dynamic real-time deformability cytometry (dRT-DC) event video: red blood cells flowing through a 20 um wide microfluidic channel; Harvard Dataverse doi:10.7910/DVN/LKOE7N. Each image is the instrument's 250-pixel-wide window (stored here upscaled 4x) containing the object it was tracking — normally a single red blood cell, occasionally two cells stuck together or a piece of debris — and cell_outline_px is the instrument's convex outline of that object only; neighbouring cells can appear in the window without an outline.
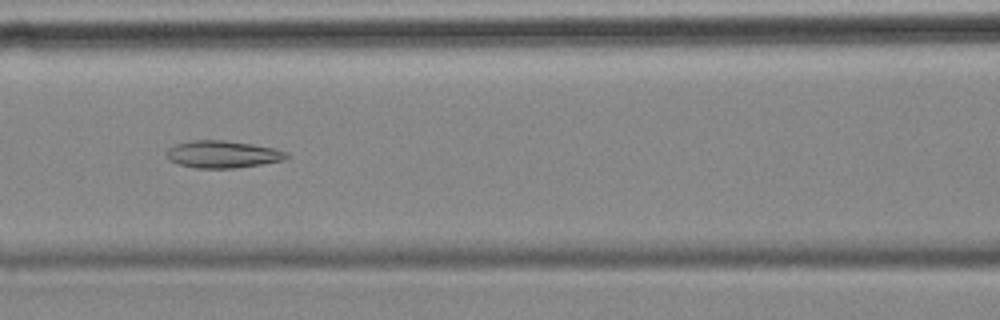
{"species": "common noctule bat (a hibernating species)", "species_latin": "Nyctalus noctula", "temperature_condition": "cold", "stored_images_in_passage": 55, "camera_frame_rate_fps": 3000, "um_per_image_px": 0.085, "animal": {"sex": "female", "body_mass_g": 18.4}, "frame": {"image": 1, "passage_image": 23, "time_ms": 7.333, "image_size_px": [1000, 320], "cell_outline_px": [[288, 156], [284, 160], [236, 168], [196, 168], [180, 164], [168, 160], [164, 156], [168, 148], [176, 144], [192, 140], [224, 140], [252, 144], [276, 148], [288, 152]], "centroid_in_image_um": [18.91, 13.11], "position_along_channel_um": 147.7, "area_um2": 19.13}}
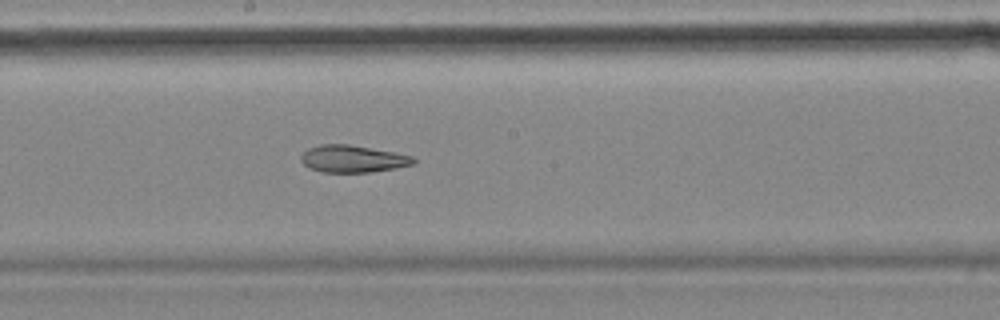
{"frame": {"image": 2, "passage_image": 29, "time_ms": 9.333, "image_size_px": [1000, 320], "cell_outline_px": [[416, 160], [412, 164], [396, 168], [372, 172], [320, 172], [308, 168], [300, 160], [300, 156], [308, 148], [320, 144], [348, 144], [396, 152], [412, 156]], "centroid_in_image_um": [29.96, 13.5], "position_along_channel_um": 218.2, "area_um2": 17.92}}
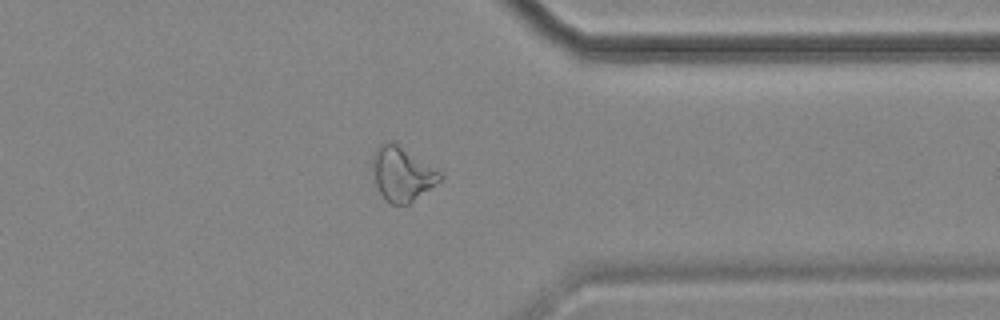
{"frame": {"image": 3, "passage_image": 43, "time_ms": 14.0, "image_size_px": [1000, 320], "cell_outline_px": [[444, 176], [440, 180], [408, 204], [388, 204], [384, 200], [376, 184], [372, 168], [372, 156], [376, 148], [380, 144], [388, 140], [396, 140], [440, 172]], "centroid_in_image_um": [34.14, 14.72], "position_along_channel_um": 377.3, "area_um2": 21.5}, "authors_computed_cell_mechanics": {"area_um2": 22.542, "velocity_mm_per_s": 3.5478, "shape_relaxation_time_tau1_ms": null, "shape_relaxation_time_tau2_ms": 9.4181, "deformation_change_tau1": null, "deformation_change_tau2": 0.2128}}